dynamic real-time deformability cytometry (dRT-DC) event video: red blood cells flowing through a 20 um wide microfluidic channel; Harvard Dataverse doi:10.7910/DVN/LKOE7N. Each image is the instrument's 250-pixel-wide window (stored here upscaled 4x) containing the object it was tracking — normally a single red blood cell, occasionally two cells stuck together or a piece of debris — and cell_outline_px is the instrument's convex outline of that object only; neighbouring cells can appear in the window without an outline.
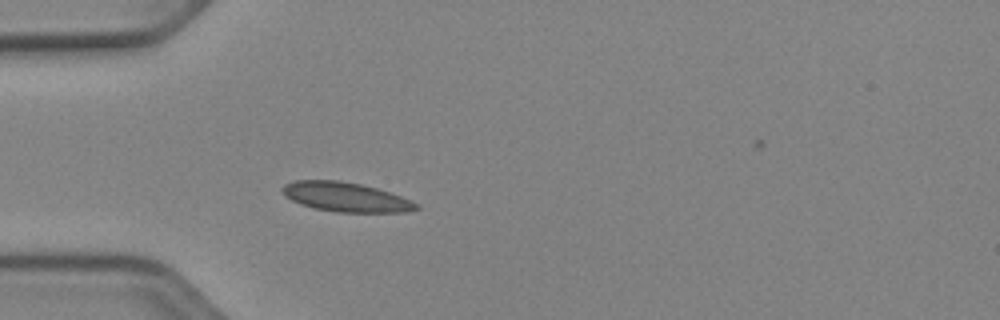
{"species": "Egyptian fruit bat (a non-hibernating species)", "species_latin": "Rousettus aegyptiacus", "temperature_condition": "cold", "stored_images_in_passage": 3, "camera_frame_rate_fps": 3000, "um_per_image_px": 0.085, "animal": {"sex": "female"}, "frame": {"image": 1, "passage_image": 1, "time_ms": 0.0, "image_size_px": [1000, 320], "cell_outline_px": [[420, 208], [404, 212], [336, 212], [312, 208], [300, 204], [284, 196], [280, 188], [284, 184], [296, 180], [340, 180], [360, 184], [376, 188], [400, 196], [420, 204]], "centroid_in_image_um": [29.35, 16.75], "position_along_channel_um": 55.7, "area_um2": 23.0}}